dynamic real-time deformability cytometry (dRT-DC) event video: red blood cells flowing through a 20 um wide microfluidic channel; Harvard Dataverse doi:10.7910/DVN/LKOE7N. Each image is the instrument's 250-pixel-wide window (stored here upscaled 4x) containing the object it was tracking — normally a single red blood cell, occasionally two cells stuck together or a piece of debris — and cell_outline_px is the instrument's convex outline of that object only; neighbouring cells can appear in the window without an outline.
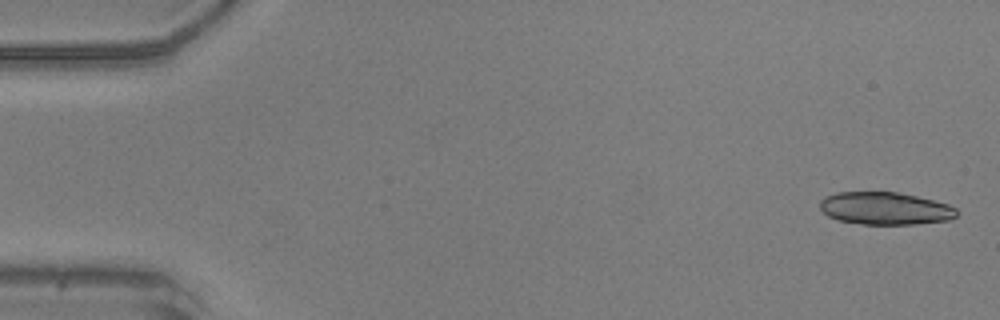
{"species": "common noctule bat (a hibernating species)", "species_latin": "Nyctalus noctula", "temperature_condition": "warm", "stored_images_in_passage": 46, "segment_of_instrument_passage": [1, 2], "camera_frame_rate_fps": 3000, "um_per_image_px": 0.085, "animal": {"sex": "male", "body_mass_g": 20.5, "forearm_length_mm": 52.5}, "frame": {"image": 1, "passage_image": 1, "time_ms": 0.0, "image_size_px": [1000, 320], "cell_outline_px": [[940, 204], [936, 220], [892, 224], [876, 224], [848, 220], [836, 216], [912, 200], [924, 200]], "centroid_in_image_um": [76.25, 18.13], "position_along_channel_um": 8.7, "area_um2": 11.5}}
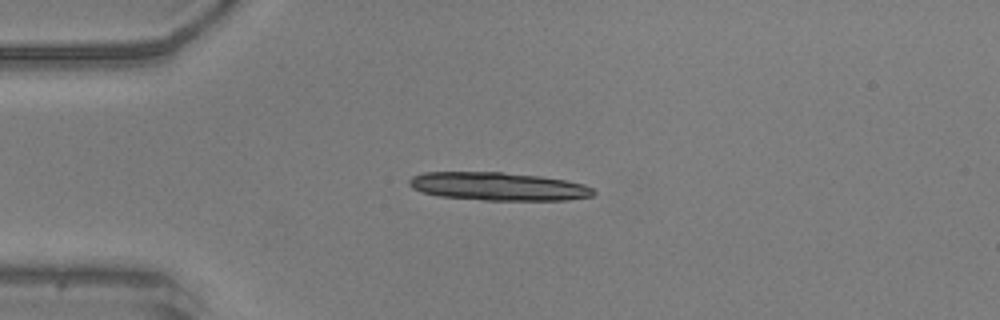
{"frame": {"image": 2, "passage_image": 12, "time_ms": 3.667, "image_size_px": [1000, 320], "cell_outline_px": [[580, 196], [456, 196], [432, 192], [420, 188], [424, 176], [444, 172], [460, 172], [516, 176], [556, 180], [572, 184]], "centroid_in_image_um": [42.04, 15.76], "position_along_channel_um": 43.0, "area_um2": 21.56}}